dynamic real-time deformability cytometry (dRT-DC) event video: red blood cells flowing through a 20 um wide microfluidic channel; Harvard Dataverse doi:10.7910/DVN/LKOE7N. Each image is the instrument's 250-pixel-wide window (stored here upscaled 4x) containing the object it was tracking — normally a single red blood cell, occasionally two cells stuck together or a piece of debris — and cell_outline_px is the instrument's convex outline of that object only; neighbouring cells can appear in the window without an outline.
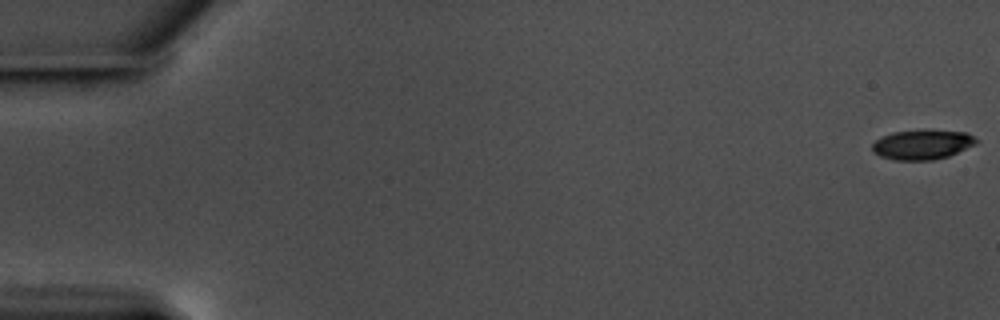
{"species": "common noctule bat (a hibernating species)", "species_latin": "Nyctalus noctula", "temperature_condition": "warm", "stored_images_in_passage": 59, "camera_frame_rate_fps": 3000, "um_per_image_px": 0.085, "animal": {"sex": "male", "body_mass_g": 17.5, "forearm_length_mm": 52.3}, "frame": {"image": 1, "passage_image": 1, "time_ms": 0.0, "image_size_px": [1000, 320], "cell_outline_px": [[980, 140], [976, 144], [948, 156], [932, 160], [892, 160], [880, 156], [872, 152], [872, 144], [876, 140], [892, 132], [928, 128], [968, 132]], "centroid_in_image_um": [78.42, 12.26], "position_along_channel_um": 6.6, "area_um2": 18.55}}
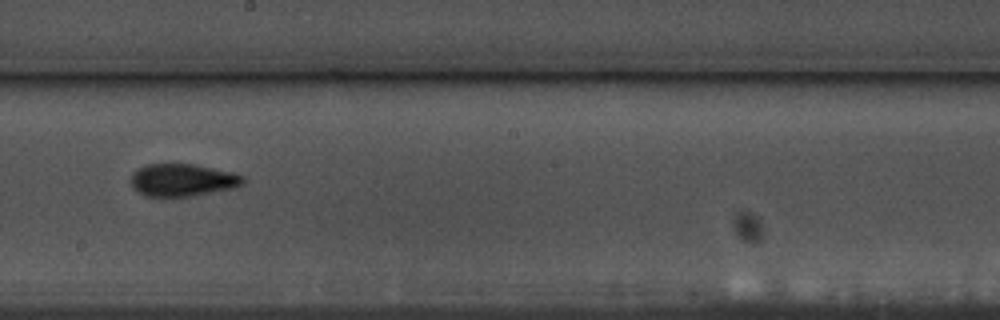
{"frame": {"image": 2, "passage_image": 34, "time_ms": 11.0, "image_size_px": [1000, 320], "cell_outline_px": [[244, 184], [236, 188], [192, 196], [144, 196], [136, 192], [132, 188], [132, 172], [148, 164], [196, 164], [232, 172], [244, 176]], "centroid_in_image_um": [15.54, 15.31], "position_along_channel_um": 232.7, "area_um2": 21.39}}
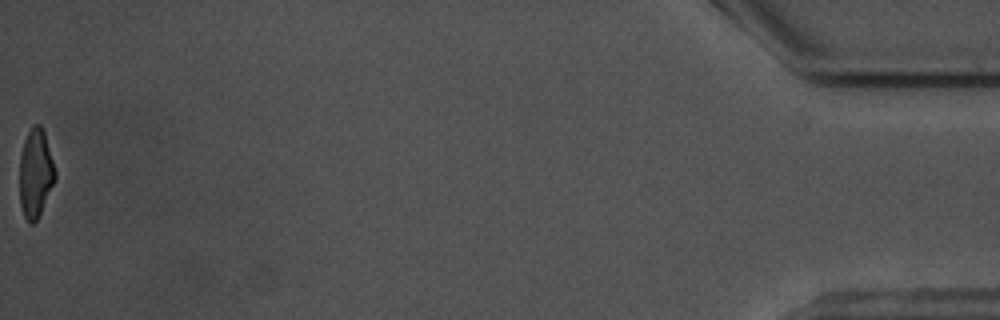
{"frame": {"image": 3, "passage_image": 59, "time_ms": 19.333, "image_size_px": [1000, 320], "cell_outline_px": [[56, 180], [36, 220], [32, 224], [28, 224], [24, 216], [20, 204], [20, 152], [24, 140], [32, 124], [40, 124], [44, 132], [56, 172]], "centroid_in_image_um": [3.01, 14.72], "position_along_channel_um": 432.2, "area_um2": 18.32}, "authors_computed_cell_mechanics": {"area_um2": 19.8254, "velocity_mm_per_s": 3.5612, "shape_relaxation_time_tau1_ms": 4.1851, "shape_relaxation_time_tau2_ms": 2.2609, "deformation_change_tau1": 0.1753, "deformation_change_tau2": 0.0994}}